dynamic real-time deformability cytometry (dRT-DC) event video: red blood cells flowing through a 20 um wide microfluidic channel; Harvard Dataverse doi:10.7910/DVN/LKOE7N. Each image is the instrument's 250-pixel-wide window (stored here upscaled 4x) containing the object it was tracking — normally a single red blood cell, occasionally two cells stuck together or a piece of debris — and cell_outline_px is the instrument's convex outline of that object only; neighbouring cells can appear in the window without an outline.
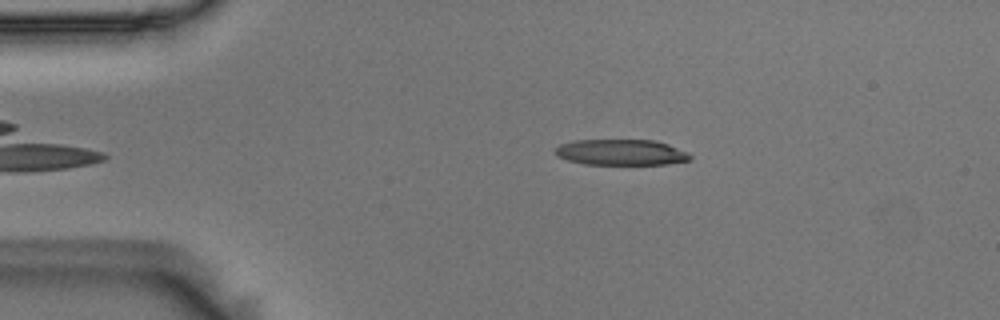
{"species": "Egyptian fruit bat (a non-hibernating species)", "species_latin": "Rousettus aegyptiacus", "temperature_condition": "room temperature", "stored_images_in_passage": 5, "camera_frame_rate_fps": 3000, "um_per_image_px": 0.085, "animal": {"sex": "male"}, "frame": {"image": 1, "passage_image": 5, "time_ms": 1.333, "image_size_px": [1000, 320], "cell_outline_px": [[692, 160], [668, 164], [584, 164], [568, 160], [556, 156], [556, 148], [560, 144], [572, 140], [656, 140], [668, 144], [688, 152], [692, 156]], "centroid_in_image_um": [52.82, 12.94], "position_along_channel_um": 32.2, "area_um2": 20.4}}